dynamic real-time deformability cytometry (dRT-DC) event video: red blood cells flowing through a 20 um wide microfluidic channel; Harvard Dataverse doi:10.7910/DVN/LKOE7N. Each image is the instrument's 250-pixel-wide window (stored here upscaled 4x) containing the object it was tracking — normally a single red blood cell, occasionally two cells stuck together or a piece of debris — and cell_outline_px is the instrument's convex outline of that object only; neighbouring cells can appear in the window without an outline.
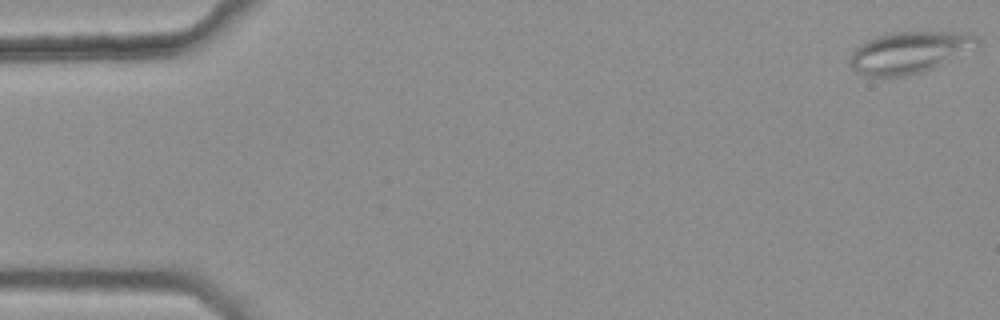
{"species": "common noctule bat (a hibernating species)", "species_latin": "Nyctalus noctula", "temperature_condition": "warm", "stored_images_in_passage": 48, "segment_of_instrument_passage": [1, 2], "camera_frame_rate_fps": 3000, "um_per_image_px": 0.085, "animal": {"sex": "female", "body_mass_g": 25.1}, "frame": {"image": 1, "passage_image": 1, "time_ms": 0.0, "image_size_px": [1000, 320], "cell_outline_px": [[980, 44], [976, 48], [924, 72], [904, 76], [864, 76], [856, 72], [848, 64], [848, 60], [852, 52], [860, 44], [876, 36], [892, 32], [968, 32], [976, 36], [980, 40]], "centroid_in_image_um": [77.29, 4.45], "position_along_channel_um": 7.7, "area_um2": 31.15}}